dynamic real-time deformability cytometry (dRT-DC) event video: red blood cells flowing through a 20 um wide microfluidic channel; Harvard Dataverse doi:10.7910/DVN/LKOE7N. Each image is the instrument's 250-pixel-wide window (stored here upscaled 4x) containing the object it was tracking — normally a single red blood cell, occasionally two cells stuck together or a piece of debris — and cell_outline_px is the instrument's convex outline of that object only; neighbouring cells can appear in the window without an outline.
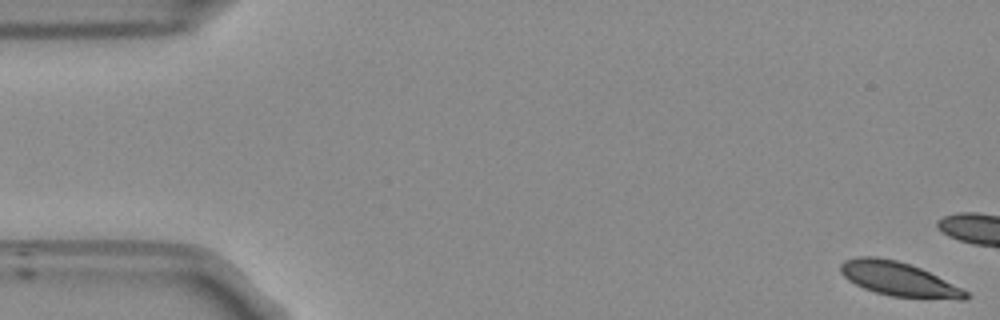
{"species": "Egyptian fruit bat (a non-hibernating species)", "species_latin": "Rousettus aegyptiacus", "temperature_condition": "room temperature", "stored_images_in_passage": 14, "camera_frame_rate_fps": 3000, "um_per_image_px": 0.085, "frame": {"image": 1, "passage_image": 1, "time_ms": 0.0, "image_size_px": [1000, 320], "cell_outline_px": [[972, 296], [968, 300], [960, 300], [892, 296], [876, 292], [864, 288], [848, 280], [840, 272], [840, 264], [844, 260], [856, 256], [876, 256], [896, 260], [920, 268], [968, 292]], "centroid_in_image_um": [76.38, 23.72], "position_along_channel_um": 8.6, "area_um2": 24.68}}